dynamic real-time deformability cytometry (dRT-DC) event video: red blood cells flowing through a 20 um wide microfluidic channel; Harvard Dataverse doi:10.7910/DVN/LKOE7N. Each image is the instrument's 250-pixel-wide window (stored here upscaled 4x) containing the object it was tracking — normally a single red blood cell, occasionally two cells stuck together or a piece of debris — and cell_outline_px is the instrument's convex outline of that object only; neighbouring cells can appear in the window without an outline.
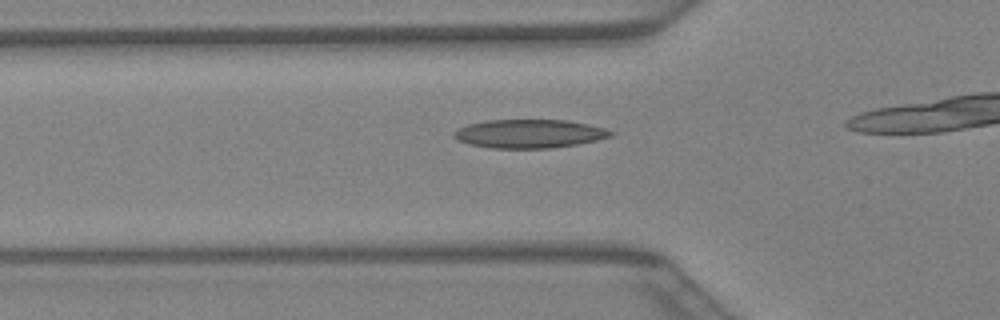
{"species": "Egyptian fruit bat (a non-hibernating species)", "species_latin": "Rousettus aegyptiacus", "temperature_condition": "warm", "stored_images_in_passage": 14, "camera_frame_rate_fps": 3000, "um_per_image_px": 0.085, "animal": {"sex": "female"}, "frame": {"image": 1, "passage_image": 10, "time_ms": 3.0, "image_size_px": [1000, 320], "cell_outline_px": [[616, 132], [612, 136], [600, 140], [552, 148], [492, 148], [472, 144], [456, 140], [452, 136], [452, 132], [468, 124], [488, 120], [568, 120], [588, 124], [604, 128]], "centroid_in_image_um": [45.02, 11.36], "position_along_channel_um": 80.8, "area_um2": 26.18}}